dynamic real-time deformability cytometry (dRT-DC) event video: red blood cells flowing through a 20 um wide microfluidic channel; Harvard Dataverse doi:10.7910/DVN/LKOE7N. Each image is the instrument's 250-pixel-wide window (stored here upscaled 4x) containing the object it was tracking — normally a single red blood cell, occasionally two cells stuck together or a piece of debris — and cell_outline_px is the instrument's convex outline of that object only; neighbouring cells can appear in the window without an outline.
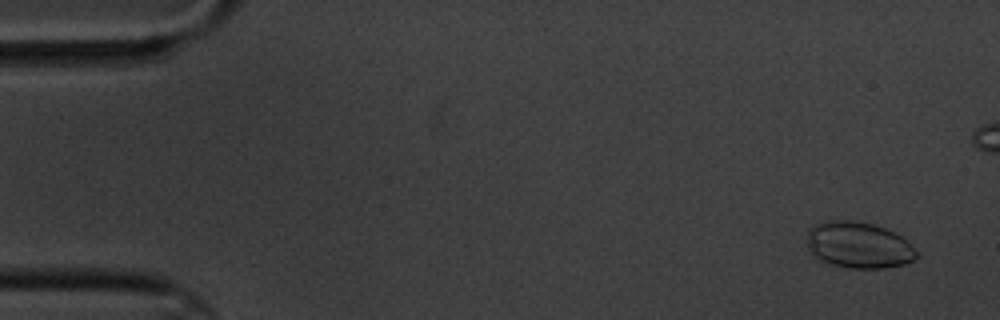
{"species": "common noctule bat (a hibernating species)", "species_latin": "Nyctalus noctula", "temperature_condition": "cold", "stored_images_in_passage": 5, "camera_frame_rate_fps": 3000, "um_per_image_px": 0.085, "animal": {"sex": "male", "body_mass_g": 20.1, "forearm_length_mm": 53.5}, "frame": {"image": 1, "passage_image": 1, "time_ms": 0.0, "image_size_px": [1000, 320], "cell_outline_px": [[920, 256], [916, 260], [904, 264], [884, 268], [852, 268], [832, 264], [820, 260], [808, 248], [808, 232], [816, 224], [828, 220], [852, 220], [872, 224], [884, 228], [900, 236], [920, 252]], "centroid_in_image_um": [73.04, 20.84], "position_along_channel_um": 12.0, "area_um2": 29.42}}